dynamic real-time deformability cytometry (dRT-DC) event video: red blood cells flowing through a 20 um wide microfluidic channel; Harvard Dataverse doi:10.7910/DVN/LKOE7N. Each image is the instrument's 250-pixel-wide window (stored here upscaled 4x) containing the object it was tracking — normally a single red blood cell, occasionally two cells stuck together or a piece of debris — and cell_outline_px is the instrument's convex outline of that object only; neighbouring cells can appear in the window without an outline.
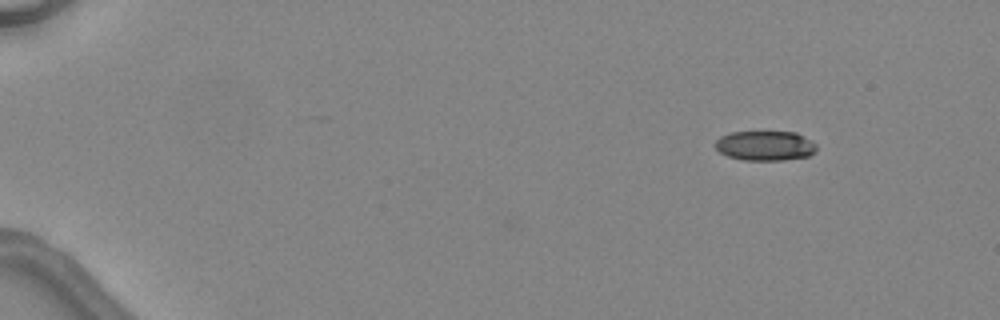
{"species": "common noctule bat (a hibernating species)", "species_latin": "Nyctalus noctula", "temperature_condition": "warm", "stored_images_in_passage": 5, "segment_of_instrument_passage": [1, 2], "camera_frame_rate_fps": 3000, "um_per_image_px": 0.085, "animal": {"sex": "female", "body_mass_g": 24.6, "forearm_length_mm": 56.2}, "frame": {"image": 1, "passage_image": 1, "time_ms": 0.0, "image_size_px": [1000, 320], "cell_outline_px": [[816, 152], [808, 156], [784, 160], [744, 160], [728, 156], [720, 152], [716, 148], [716, 140], [720, 136], [732, 132], [796, 132], [816, 144]], "centroid_in_image_um": [65.04, 12.39], "position_along_channel_um": 20.0, "area_um2": 17.46}}